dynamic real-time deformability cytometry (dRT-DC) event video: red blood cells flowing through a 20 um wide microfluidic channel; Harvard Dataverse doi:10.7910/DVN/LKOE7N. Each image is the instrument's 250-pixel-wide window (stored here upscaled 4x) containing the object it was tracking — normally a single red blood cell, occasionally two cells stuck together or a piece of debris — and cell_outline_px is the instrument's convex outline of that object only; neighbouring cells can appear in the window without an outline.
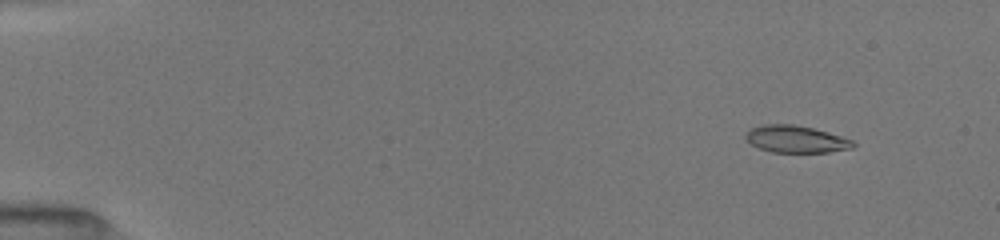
{"species": "common noctule bat (a hibernating species)", "species_latin": "Nyctalus noctula", "temperature_condition": "room temperature", "stored_images_in_passage": 6, "camera_frame_rate_fps": 3000, "um_per_image_px": 0.085, "animal": {"sex": "female", "body_mass_g": 19.5, "forearm_length_mm": 54.1}, "frame": {"image": 1, "passage_image": 2, "time_ms": 1.0, "image_size_px": [1000, 240], "cell_outline_px": [[856, 144], [852, 148], [828, 152], [772, 152], [760, 148], [752, 144], [744, 136], [752, 128], [764, 124], [792, 124], [812, 128], [828, 132], [852, 140]], "centroid_in_image_um": [67.67, 11.83], "position_along_channel_um": 17.3, "area_um2": 16.7}}
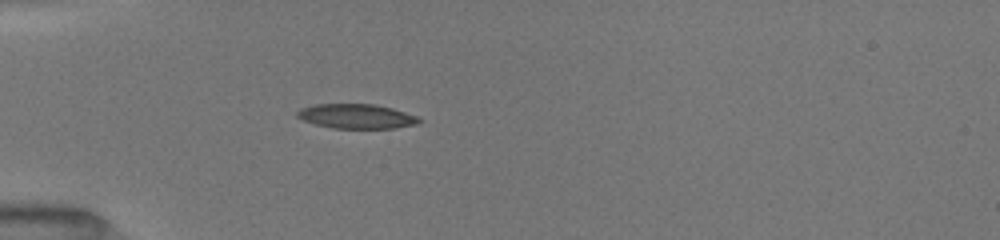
{"frame": {"image": 2, "passage_image": 6, "time_ms": 4.667, "image_size_px": [1000, 240], "cell_outline_px": [[424, 120], [420, 124], [396, 128], [332, 128], [316, 124], [304, 120], [296, 116], [296, 112], [300, 108], [316, 104], [376, 104], [392, 108], [416, 116]], "centroid_in_image_um": [30.34, 9.88], "position_along_channel_um": 54.7, "area_um2": 17.51}}